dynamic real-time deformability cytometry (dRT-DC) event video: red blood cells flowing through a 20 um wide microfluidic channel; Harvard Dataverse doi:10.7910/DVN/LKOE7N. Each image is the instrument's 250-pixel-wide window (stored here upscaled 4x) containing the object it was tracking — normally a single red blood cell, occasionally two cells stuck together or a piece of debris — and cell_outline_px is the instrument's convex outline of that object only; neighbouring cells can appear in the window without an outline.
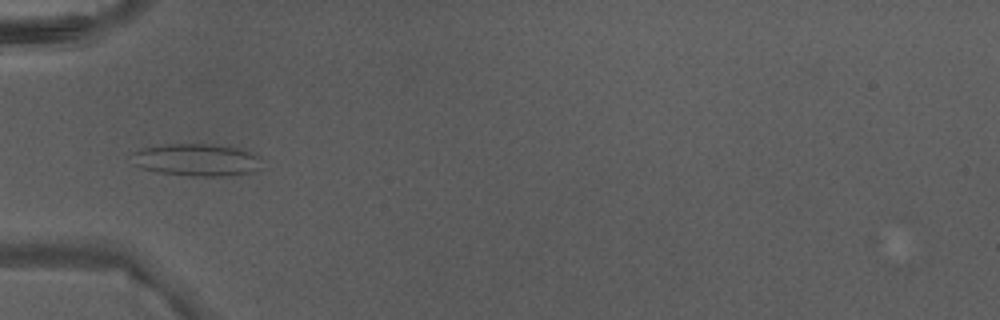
{"species": "Egyptian fruit bat (a non-hibernating species)", "species_latin": "Rousettus aegyptiacus", "temperature_condition": "warm", "stored_images_in_passage": 2, "camera_frame_rate_fps": 3000, "um_per_image_px": 0.085, "animal": {"sex": "male"}, "frame": {"image": 1, "passage_image": 2, "time_ms": 0.333, "image_size_px": [1000, 320], "cell_outline_px": [[264, 168], [252, 172], [232, 176], [188, 176], [156, 172], [140, 168], [132, 164], [132, 152], [140, 148], [168, 144], [228, 144], [240, 148], [260, 156]], "centroid_in_image_um": [16.76, 13.59], "position_along_channel_um": 68.2, "area_um2": 25.37}}